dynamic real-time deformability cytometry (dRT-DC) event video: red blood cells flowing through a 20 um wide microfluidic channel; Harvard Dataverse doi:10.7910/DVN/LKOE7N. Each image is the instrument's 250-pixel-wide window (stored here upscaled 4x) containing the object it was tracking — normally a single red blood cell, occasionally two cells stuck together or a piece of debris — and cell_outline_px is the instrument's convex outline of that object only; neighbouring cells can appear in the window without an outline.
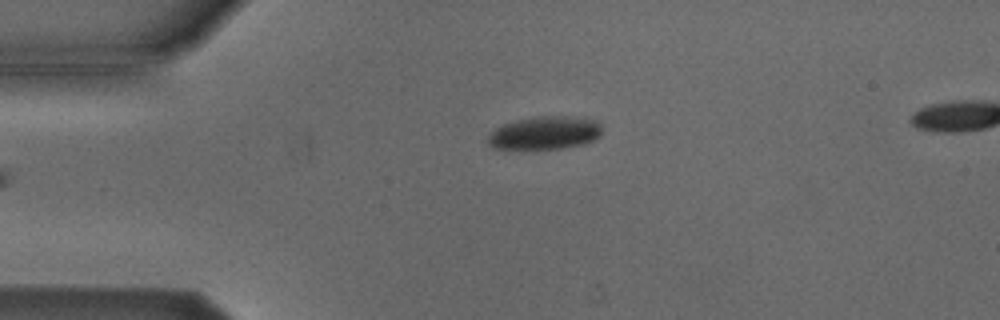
{"species": "Egyptian fruit bat (a non-hibernating species)", "species_latin": "Rousettus aegyptiacus", "temperature_condition": "cold", "stored_images_in_passage": 37, "camera_frame_rate_fps": 3000, "um_per_image_px": 0.085, "animal": {"sex": "male"}, "frame": {"image": 1, "passage_image": 1, "time_ms": 0.0, "image_size_px": [1000, 320], "cell_outline_px": [[600, 136], [584, 144], [560, 148], [492, 148], [488, 144], [488, 136], [496, 128], [504, 124], [516, 120], [536, 116], [560, 116], [588, 120], [600, 124]], "centroid_in_image_um": [46.26, 11.3], "position_along_channel_um": 38.7, "area_um2": 21.33}}
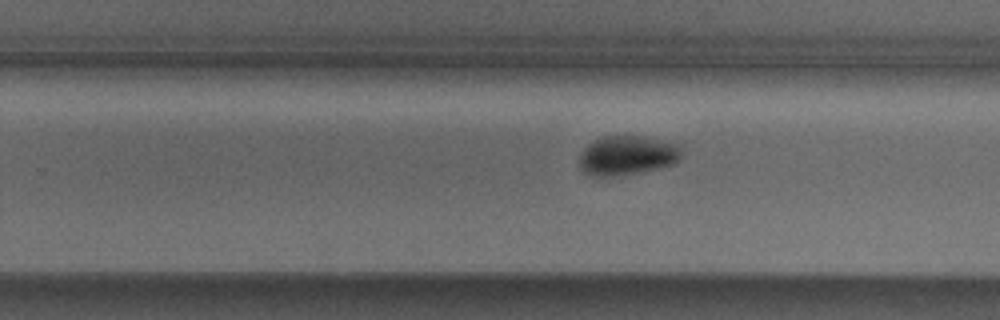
{"frame": {"image": 2, "passage_image": 22, "time_ms": 7.0, "image_size_px": [1000, 320], "cell_outline_px": [[680, 156], [672, 164], [656, 168], [636, 172], [612, 176], [592, 176], [584, 172], [580, 168], [580, 156], [584, 148], [588, 144], [604, 136], [644, 136], [680, 144]], "centroid_in_image_um": [53.29, 13.19], "position_along_channel_um": 276.5, "area_um2": 23.06}}
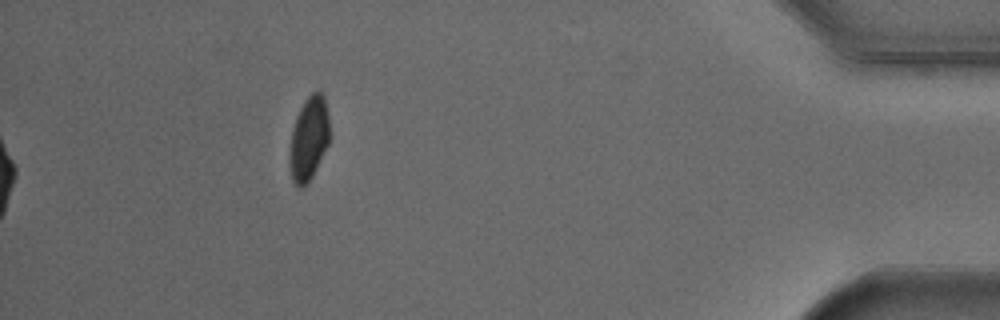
{"frame": {"image": 3, "passage_image": 37, "time_ms": 12.0, "image_size_px": [1000, 320], "cell_outline_px": [[328, 144], [312, 176], [300, 188], [292, 180], [288, 164], [288, 156], [292, 132], [296, 116], [304, 100], [312, 92], [320, 92], [324, 96], [328, 116]], "centroid_in_image_um": [26.22, 11.77], "position_along_channel_um": 409.0, "area_um2": 19.25}, "authors_computed_cell_mechanics": {"area_um2": 23.3512, "velocity_mm_per_s": 3.8186, "shape_relaxation_time_tau1_ms": 3.0998, "shape_relaxation_time_tau2_ms": null, "deformation_change_tau1": 0.088, "deformation_change_tau2": null}}